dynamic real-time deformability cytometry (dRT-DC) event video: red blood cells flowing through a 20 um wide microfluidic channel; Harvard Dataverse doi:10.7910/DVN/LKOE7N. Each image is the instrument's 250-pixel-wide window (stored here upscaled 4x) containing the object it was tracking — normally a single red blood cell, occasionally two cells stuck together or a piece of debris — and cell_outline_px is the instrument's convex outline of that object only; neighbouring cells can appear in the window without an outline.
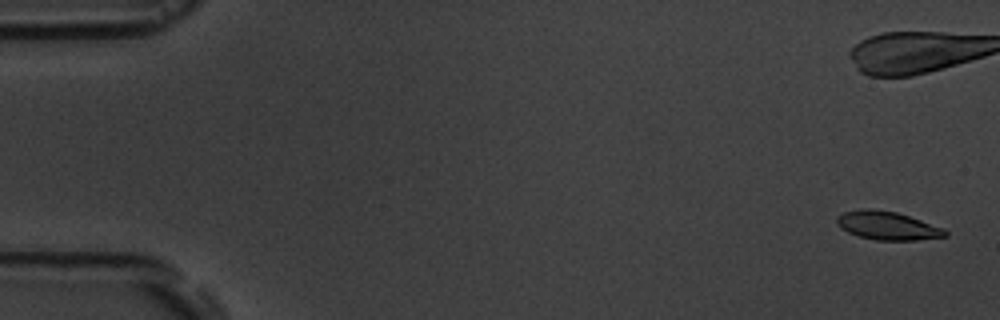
{"species": "common noctule bat (a hibernating species)", "species_latin": "Nyctalus noctula", "temperature_condition": "room temperature", "stored_images_in_passage": 8, "camera_frame_rate_fps": 3000, "um_per_image_px": 0.085, "animal": {"sex": "male", "body_mass_g": 19.5, "forearm_length_mm": 54.6}, "frame": {"image": 1, "passage_image": 1, "time_ms": 0.0, "image_size_px": [1000, 320], "cell_outline_px": [[948, 236], [916, 240], [876, 240], [860, 236], [848, 232], [840, 228], [836, 224], [836, 216], [844, 212], [864, 208], [868, 208], [896, 212], [944, 228], [948, 232]], "centroid_in_image_um": [75.41, 19.18], "position_along_channel_um": 9.6, "area_um2": 17.86}}